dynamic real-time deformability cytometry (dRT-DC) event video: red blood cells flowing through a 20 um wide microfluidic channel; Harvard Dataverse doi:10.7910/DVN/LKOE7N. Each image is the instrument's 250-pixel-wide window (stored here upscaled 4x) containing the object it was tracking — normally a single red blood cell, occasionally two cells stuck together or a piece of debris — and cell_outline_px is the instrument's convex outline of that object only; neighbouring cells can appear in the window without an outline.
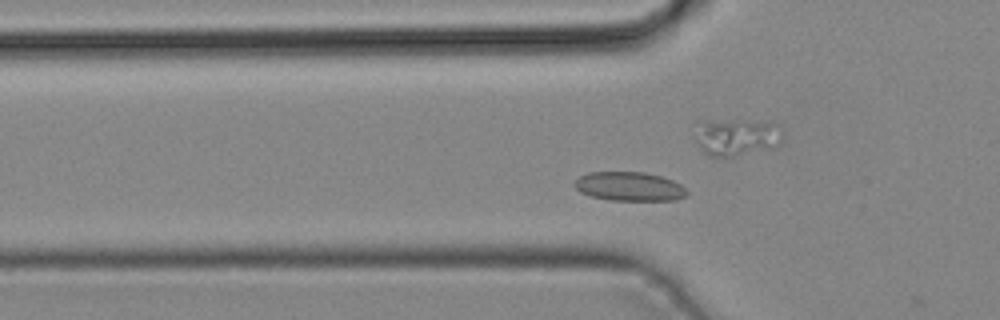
{"species": "common noctule bat (a hibernating species)", "species_latin": "Nyctalus noctula", "temperature_condition": "cold", "stored_images_in_passage": 5, "camera_frame_rate_fps": 3000, "um_per_image_px": 0.085, "animal": {"sex": "male", "body_mass_g": 19.2, "forearm_length_mm": 51.8}, "frame": {"image": 1, "passage_image": 4, "time_ms": 1.0, "image_size_px": [1000, 320], "cell_outline_px": [[688, 192], [684, 196], [676, 200], [612, 200], [592, 196], [580, 192], [572, 184], [580, 176], [588, 172], [644, 172], [660, 176], [672, 180], [680, 184]], "centroid_in_image_um": [53.47, 15.84], "position_along_channel_um": 72.3, "area_um2": 18.84}}